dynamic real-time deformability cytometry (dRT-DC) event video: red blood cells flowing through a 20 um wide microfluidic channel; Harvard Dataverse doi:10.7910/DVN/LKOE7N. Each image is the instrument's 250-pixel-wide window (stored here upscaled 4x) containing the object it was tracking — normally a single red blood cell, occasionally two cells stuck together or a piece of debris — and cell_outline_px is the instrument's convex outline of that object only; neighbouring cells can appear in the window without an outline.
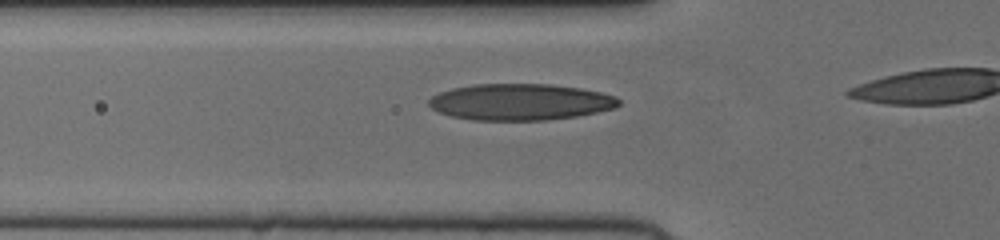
{"species": "human", "species_latin": "Homo sapiens", "temperature_condition": "cold", "stored_images_in_passage": 18, "camera_frame_rate_fps": 3000, "um_per_image_px": 0.085, "donor": {"sex": "female"}, "frame": {"image": 1, "passage_image": 13, "time_ms": 4.0, "image_size_px": [1000, 240], "cell_outline_px": [[620, 104], [616, 108], [576, 116], [548, 120], [472, 120], [452, 116], [440, 112], [432, 108], [428, 104], [428, 100], [432, 96], [440, 92], [452, 88], [472, 84], [552, 84], [580, 88], [600, 92], [616, 96], [620, 100]], "centroid_in_image_um": [44.24, 8.66], "position_along_channel_um": 81.6, "area_um2": 40.4}}
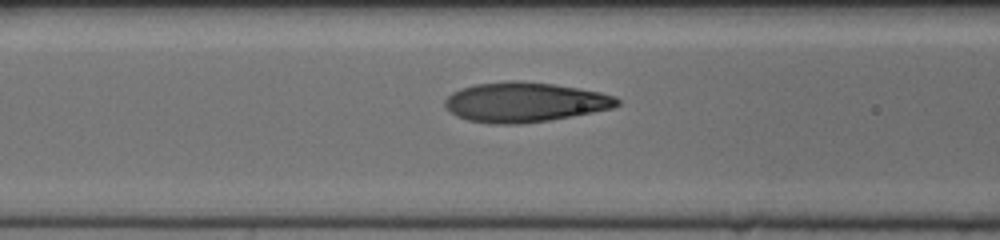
{"frame": {"image": 2, "passage_image": 16, "time_ms": 5.0, "image_size_px": [1000, 240], "cell_outline_px": [[620, 104], [612, 108], [572, 116], [548, 120], [520, 124], [492, 124], [468, 120], [456, 116], [444, 104], [444, 100], [452, 92], [460, 88], [476, 84], [508, 80], [516, 80], [556, 84], [600, 92], [616, 96], [620, 100]], "centroid_in_image_um": [44.6, 8.67], "position_along_channel_um": 122.0, "area_um2": 40.0}}